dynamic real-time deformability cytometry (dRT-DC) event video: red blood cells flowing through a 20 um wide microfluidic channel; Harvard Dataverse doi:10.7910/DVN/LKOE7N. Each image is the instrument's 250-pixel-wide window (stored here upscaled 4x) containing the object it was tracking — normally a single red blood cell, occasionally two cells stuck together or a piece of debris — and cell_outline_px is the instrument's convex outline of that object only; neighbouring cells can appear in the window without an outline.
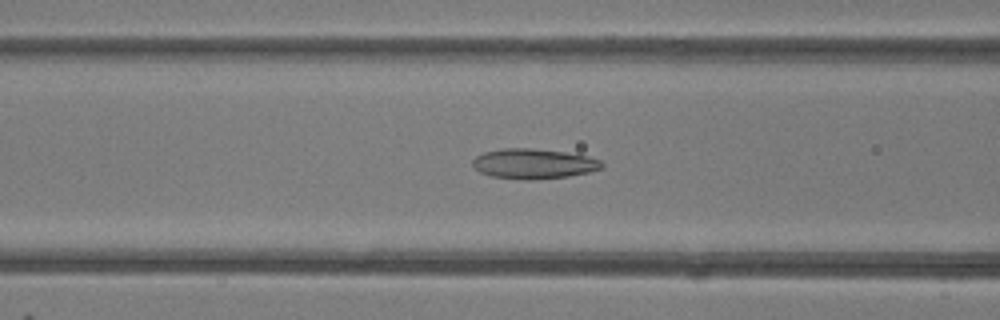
{"species": "common noctule bat (a hibernating species)", "species_latin": "Nyctalus noctula", "temperature_condition": "room temperature", "stored_images_in_passage": 39, "camera_frame_rate_fps": 3000, "um_per_image_px": 0.085, "animal": {"sex": "female"}, "frame": {"image": 1, "passage_image": 11, "time_ms": 3.333, "image_size_px": [1000, 320], "cell_outline_px": [[604, 168], [588, 172], [568, 176], [528, 180], [524, 180], [492, 176], [480, 172], [472, 164], [472, 160], [476, 156], [484, 152], [504, 148], [532, 148], [564, 152], [588, 156], [600, 160], [604, 164]], "centroid_in_image_um": [45.37, 13.91], "position_along_channel_um": 121.2, "area_um2": 22.54}}
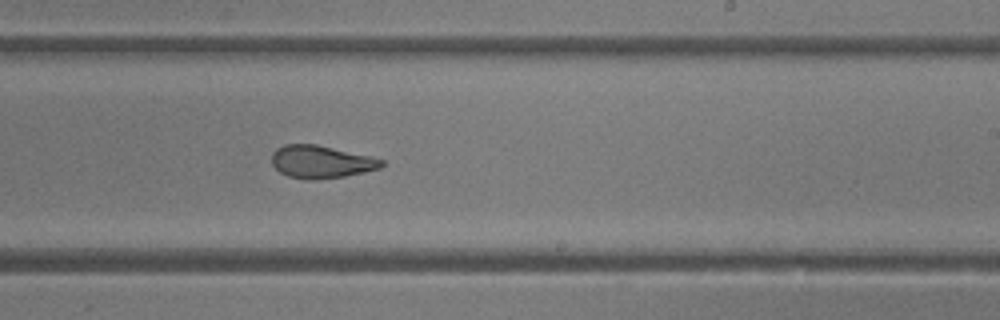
{"frame": {"image": 2, "passage_image": 21, "time_ms": 6.667, "image_size_px": [1000, 320], "cell_outline_px": [[384, 164], [380, 168], [364, 172], [344, 176], [316, 180], [304, 180], [288, 176], [280, 172], [272, 164], [272, 152], [276, 148], [284, 144], [316, 144], [372, 156], [384, 160]], "centroid_in_image_um": [27.29, 13.75], "position_along_channel_um": 261.7, "area_um2": 21.1}}
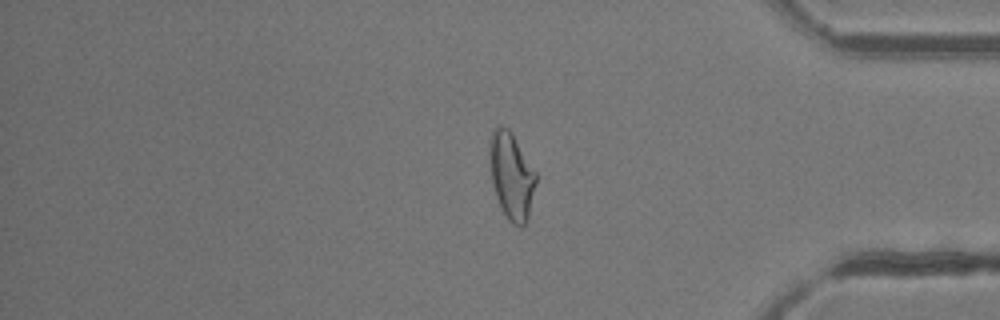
{"frame": {"image": 3, "passage_image": 32, "time_ms": 10.333, "image_size_px": [1000, 320], "cell_outline_px": [[536, 184], [528, 220], [520, 228], [512, 224], [508, 220], [496, 196], [492, 184], [488, 144], [488, 140], [496, 124], [500, 124], [508, 128], [536, 172]], "centroid_in_image_um": [43.46, 14.94], "position_along_channel_um": 391.7, "area_um2": 23.52}}